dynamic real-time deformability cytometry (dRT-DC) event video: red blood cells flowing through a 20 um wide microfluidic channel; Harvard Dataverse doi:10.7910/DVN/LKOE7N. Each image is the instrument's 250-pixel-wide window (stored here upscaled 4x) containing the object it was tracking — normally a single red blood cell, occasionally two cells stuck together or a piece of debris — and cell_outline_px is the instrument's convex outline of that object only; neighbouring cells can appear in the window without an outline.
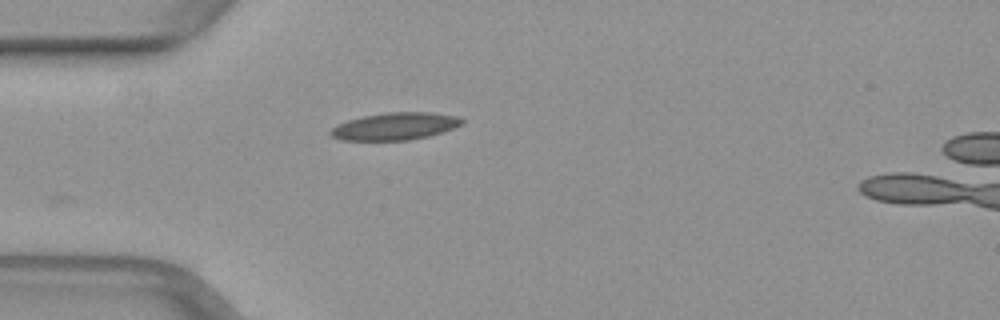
{"species": "common noctule bat (a hibernating species)", "species_latin": "Nyctalus noctula", "temperature_condition": "warm", "stored_images_in_passage": 38, "camera_frame_rate_fps": 3000, "um_per_image_px": 0.085, "animal": {"sex": "female", "body_mass_g": 29.2, "forearm_length_mm": 56.3}, "frame": {"image": 1, "passage_image": 1, "time_ms": 0.0, "image_size_px": [1000, 320], "cell_outline_px": [[464, 120], [460, 124], [452, 128], [428, 136], [408, 140], [340, 140], [332, 136], [328, 132], [336, 124], [360, 116], [384, 112], [432, 112], [456, 116]], "centroid_in_image_um": [33.51, 10.72], "position_along_channel_um": 51.5, "area_um2": 20.87}}
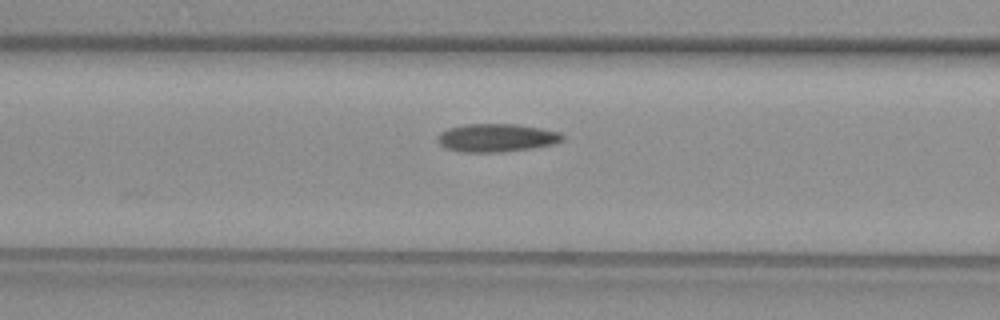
{"frame": {"image": 2, "passage_image": 7, "time_ms": 2.0, "image_size_px": [1000, 320], "cell_outline_px": [[564, 140], [556, 144], [532, 148], [500, 152], [460, 152], [444, 148], [436, 140], [440, 132], [448, 128], [464, 124], [516, 124], [540, 128], [560, 132], [564, 136]], "centroid_in_image_um": [42.2, 11.71], "position_along_channel_um": 124.4, "area_um2": 20.69}}
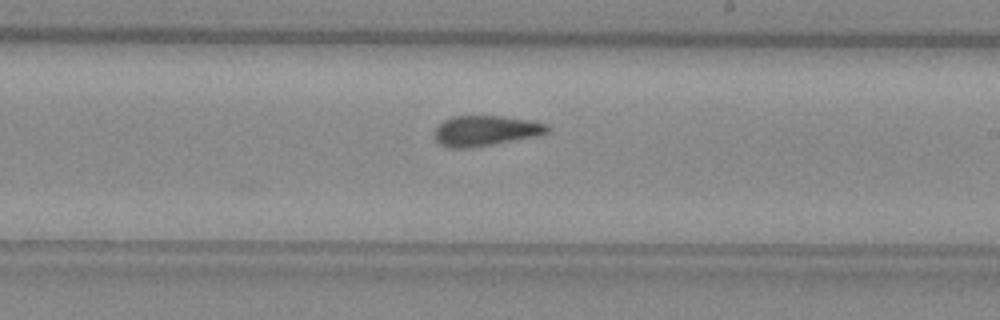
{"frame": {"image": 3, "passage_image": 16, "time_ms": 5.0, "image_size_px": [1000, 320], "cell_outline_px": [[548, 132], [540, 136], [468, 148], [452, 148], [440, 144], [436, 140], [432, 132], [444, 120], [452, 116], [504, 116], [528, 120], [548, 124]], "centroid_in_image_um": [41.27, 11.11], "position_along_channel_um": 247.7, "area_um2": 20.0}}